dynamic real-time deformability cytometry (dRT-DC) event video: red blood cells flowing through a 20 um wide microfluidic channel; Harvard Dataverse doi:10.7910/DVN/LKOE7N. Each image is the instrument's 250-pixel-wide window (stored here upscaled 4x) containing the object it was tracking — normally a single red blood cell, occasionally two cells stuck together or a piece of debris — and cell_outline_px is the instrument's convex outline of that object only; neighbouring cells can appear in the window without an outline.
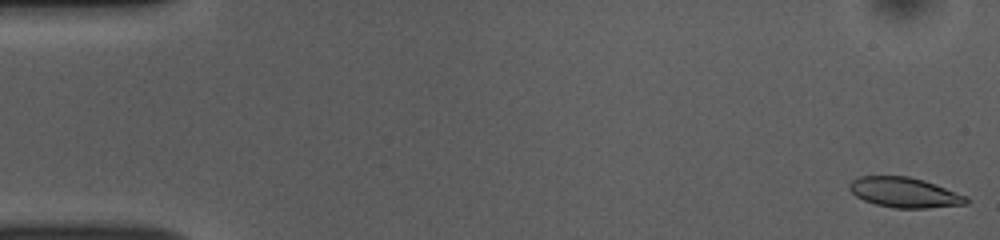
{"species": "common noctule bat (a hibernating species)", "species_latin": "Nyctalus noctula", "temperature_condition": "room temperature", "stored_images_in_passage": 52, "camera_frame_rate_fps": 3000, "um_per_image_px": 0.085, "animal": {"sex": "female", "body_mass_g": 10.0, "forearm_length_mm": 53.1}, "frame": {"image": 1, "passage_image": 1, "time_ms": 0.0, "image_size_px": [1000, 240], "cell_outline_px": [[968, 204], [928, 208], [892, 208], [876, 204], [864, 200], [856, 196], [848, 188], [848, 184], [852, 180], [860, 176], [908, 176], [924, 180], [968, 196]], "centroid_in_image_um": [76.89, 16.36], "position_along_channel_um": 8.1, "area_um2": 20.58}}
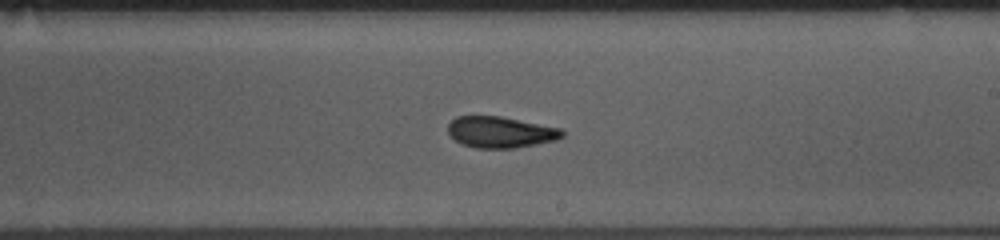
{"frame": {"image": 2, "passage_image": 30, "time_ms": 9.667, "image_size_px": [1000, 240], "cell_outline_px": [[564, 136], [556, 140], [516, 148], [476, 148], [464, 144], [456, 140], [448, 132], [448, 124], [456, 116], [500, 116], [560, 128], [564, 132]], "centroid_in_image_um": [42.55, 11.23], "position_along_channel_um": 246.4, "area_um2": 20.63}}
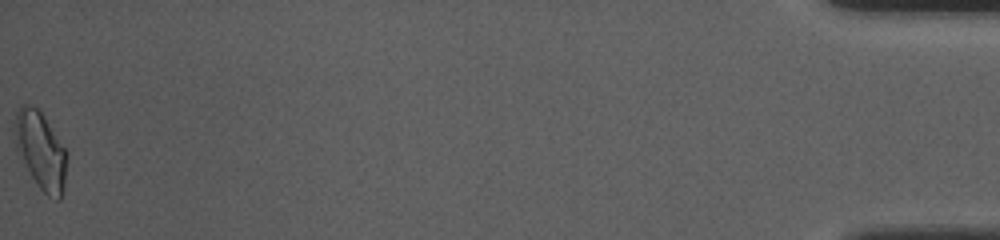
{"frame": {"image": 3, "passage_image": 52, "time_ms": 17.0, "image_size_px": [1000, 240], "cell_outline_px": [[68, 156], [64, 188], [60, 200], [56, 200], [48, 196], [36, 184], [16, 152], [12, 132], [16, 112], [24, 104], [28, 104], [36, 108], [40, 112], [64, 148]], "centroid_in_image_um": [3.42, 12.83], "position_along_channel_um": 431.8, "area_um2": 23.64}, "authors_computed_cell_mechanics": {"area_um2": 21.0681, "velocity_mm_per_s": 3.8535, "shape_relaxation_time_tau1_ms": null, "shape_relaxation_time_tau2_ms": 2.3669, "deformation_change_tau1": null, "deformation_change_tau2": 0.083}}